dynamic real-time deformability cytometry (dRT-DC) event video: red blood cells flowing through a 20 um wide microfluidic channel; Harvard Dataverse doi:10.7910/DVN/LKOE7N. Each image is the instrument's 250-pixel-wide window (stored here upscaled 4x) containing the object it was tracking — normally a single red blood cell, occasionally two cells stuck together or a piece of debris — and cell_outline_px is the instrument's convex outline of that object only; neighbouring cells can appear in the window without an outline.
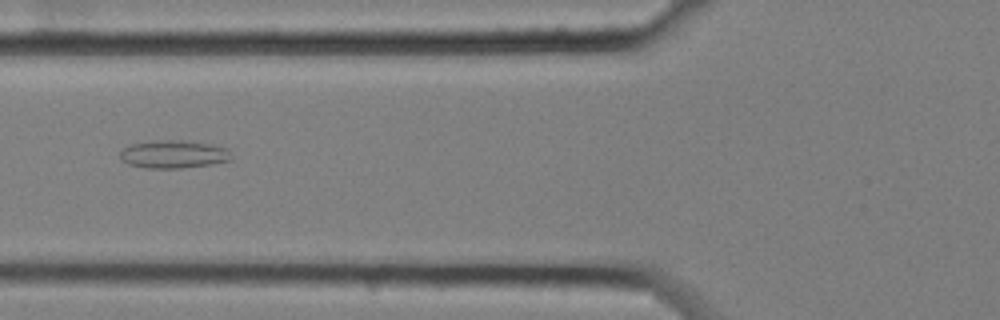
{"species": "common noctule bat (a hibernating species)", "species_latin": "Nyctalus noctula", "temperature_condition": "cold", "stored_images_in_passage": 10, "camera_frame_rate_fps": 3000, "um_per_image_px": 0.085, "animal": {"sex": "female", "body_mass_g": 25.1}, "frame": {"image": 1, "passage_image": 5, "time_ms": 1.333, "image_size_px": [1000, 320], "cell_outline_px": [[232, 160], [212, 164], [180, 168], [144, 168], [128, 164], [120, 160], [120, 152], [124, 148], [132, 144], [152, 140], [188, 140], [228, 148], [232, 156]], "centroid_in_image_um": [14.75, 13.11], "position_along_channel_um": 111.0, "area_um2": 18.32}}
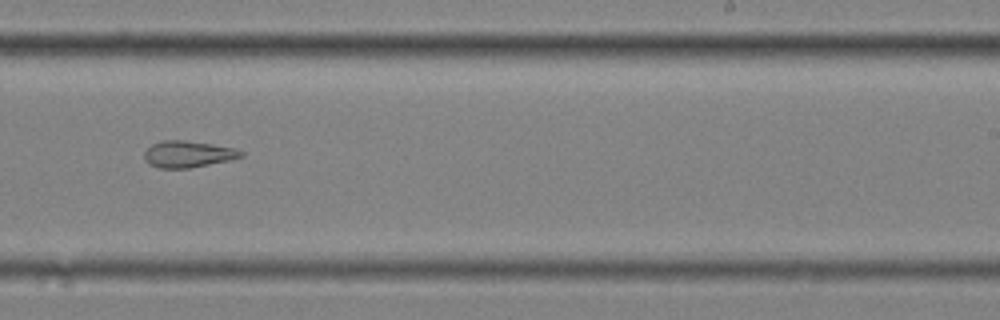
{"frame": {"image": 2, "passage_image": 9, "time_ms": 2.667, "image_size_px": [1000, 320], "cell_outline_px": [[244, 156], [232, 160], [188, 168], [160, 168], [148, 164], [144, 160], [144, 152], [152, 144], [164, 140], [184, 140], [212, 144], [236, 148], [244, 152]], "centroid_in_image_um": [16.0, 13.1], "position_along_channel_um": 273.0, "area_um2": 15.09}}
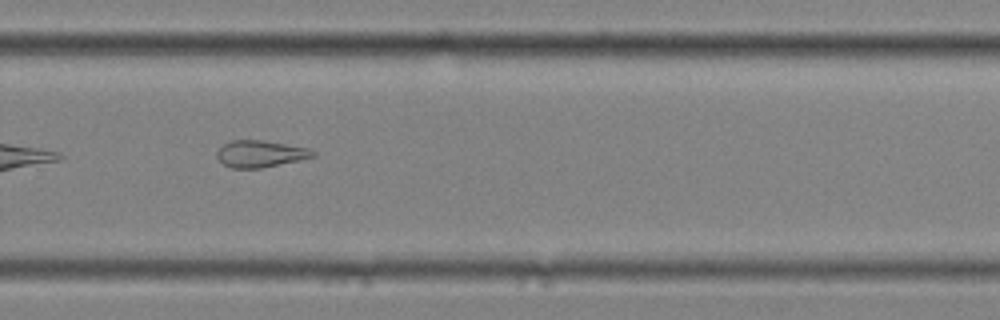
{"frame": {"image": 3, "passage_image": 10, "time_ms": 3.0, "image_size_px": [1000, 320], "cell_outline_px": [[316, 156], [300, 160], [260, 168], [232, 168], [224, 164], [216, 156], [216, 152], [224, 144], [232, 140], [260, 140], [308, 148], [316, 152]], "centroid_in_image_um": [22.13, 13.08], "position_along_channel_um": 307.7, "area_um2": 14.8}}